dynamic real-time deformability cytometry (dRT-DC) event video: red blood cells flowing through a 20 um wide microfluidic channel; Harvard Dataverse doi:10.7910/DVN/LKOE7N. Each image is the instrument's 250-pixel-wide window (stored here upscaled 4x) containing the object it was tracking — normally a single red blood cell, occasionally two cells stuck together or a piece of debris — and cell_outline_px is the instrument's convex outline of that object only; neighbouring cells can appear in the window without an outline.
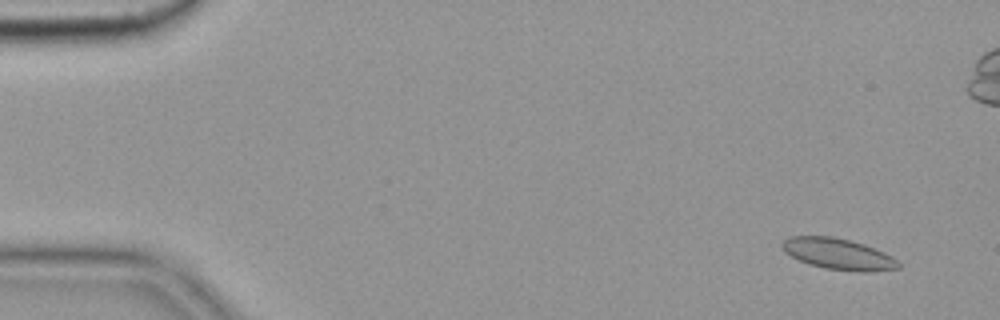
{"species": "common noctule bat (a hibernating species)", "species_latin": "Nyctalus noctula", "temperature_condition": "cold", "stored_images_in_passage": 57, "camera_frame_rate_fps": 3000, "um_per_image_px": 0.085, "animal": {"sex": "female", "body_mass_g": 19.9}, "frame": {"image": 1, "passage_image": 4, "time_ms": 1.0, "image_size_px": [1000, 320], "cell_outline_px": [[900, 268], [864, 272], [860, 272], [824, 268], [808, 264], [784, 252], [780, 244], [788, 236], [832, 236], [864, 244], [884, 252], [892, 256], [900, 264]], "centroid_in_image_um": [71.23, 21.58], "position_along_channel_um": 13.8, "area_um2": 21.04}}
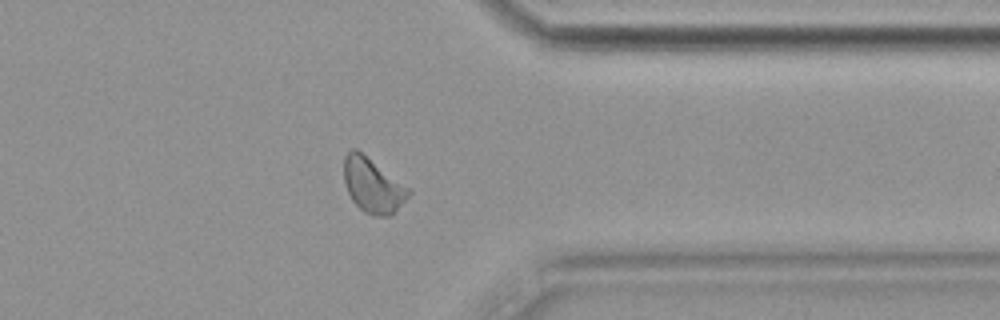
{"frame": {"image": 2, "passage_image": 45, "time_ms": 14.667, "image_size_px": [1000, 320], "cell_outline_px": [[412, 192], [388, 216], [372, 216], [364, 212], [352, 200], [348, 192], [344, 180], [344, 156], [352, 148], [356, 148], [408, 188]], "centroid_in_image_um": [31.63, 15.75], "position_along_channel_um": 379.8, "area_um2": 19.94}, "authors_computed_cell_mechanics": {"area_um2": 20.0566, "velocity_mm_per_s": 3.5874, "shape_relaxation_time_tau1_ms": null, "shape_relaxation_time_tau2_ms": 1.4937, "deformation_change_tau1": null, "deformation_change_tau2": 0.0706}}